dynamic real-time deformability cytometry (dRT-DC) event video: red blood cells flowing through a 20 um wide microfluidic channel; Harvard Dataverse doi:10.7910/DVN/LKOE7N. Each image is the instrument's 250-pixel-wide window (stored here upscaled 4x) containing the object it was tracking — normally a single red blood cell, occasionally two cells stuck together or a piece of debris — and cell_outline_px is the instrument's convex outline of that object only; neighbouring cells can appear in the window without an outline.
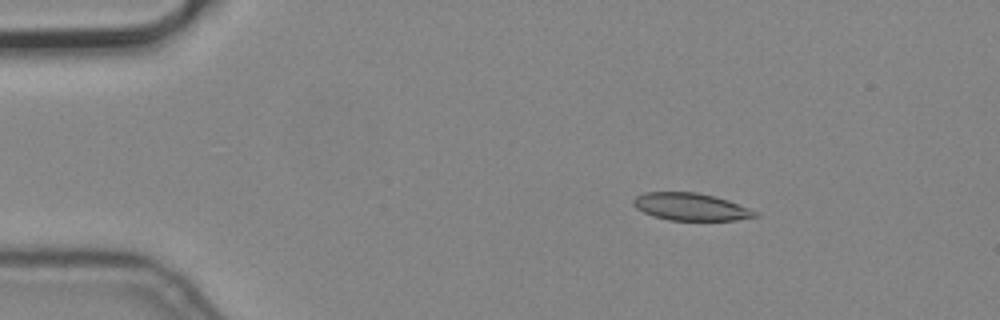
{"species": "common noctule bat (a hibernating species)", "species_latin": "Nyctalus noctula", "temperature_condition": "cold", "stored_images_in_passage": 5, "camera_frame_rate_fps": 3000, "um_per_image_px": 0.085, "animal": {"sex": "male", "body_mass_g": 19.2, "forearm_length_mm": 51.8}, "frame": {"image": 1, "passage_image": 2, "time_ms": 0.333, "image_size_px": [1000, 320], "cell_outline_px": [[760, 216], [736, 220], [668, 220], [652, 216], [636, 208], [632, 204], [632, 200], [636, 196], [644, 192], [696, 192], [728, 200], [756, 212]], "centroid_in_image_um": [58.66, 17.58], "position_along_channel_um": 26.3, "area_um2": 19.31}}